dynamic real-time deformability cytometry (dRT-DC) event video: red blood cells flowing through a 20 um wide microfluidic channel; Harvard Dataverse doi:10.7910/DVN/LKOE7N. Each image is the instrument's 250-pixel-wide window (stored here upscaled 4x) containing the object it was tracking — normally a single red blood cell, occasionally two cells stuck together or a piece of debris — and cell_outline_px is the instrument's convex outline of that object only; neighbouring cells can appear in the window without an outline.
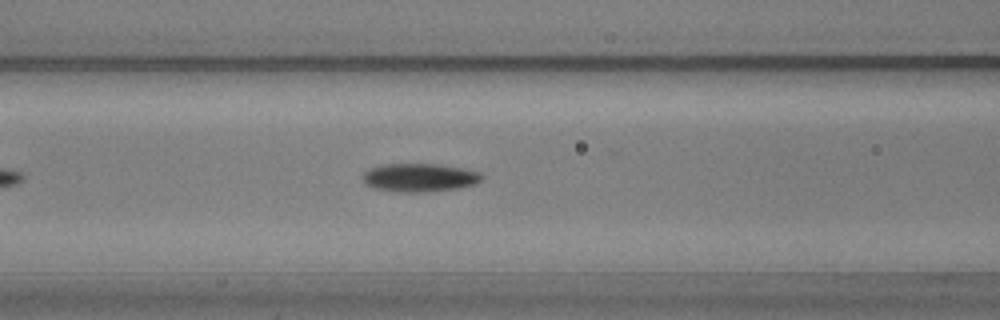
{"species": "common noctule bat (a hibernating species)", "species_latin": "Nyctalus noctula", "temperature_condition": "warm", "stored_images_in_passage": 42, "camera_frame_rate_fps": 3000, "um_per_image_px": 0.085, "animal": {"sex": "male", "body_mass_g": 20.5, "forearm_length_mm": 52.5}, "frame": {"image": 1, "passage_image": 12, "time_ms": 3.667, "image_size_px": [1000, 320], "cell_outline_px": [[484, 176], [480, 180], [472, 184], [460, 188], [424, 192], [400, 192], [372, 188], [364, 184], [364, 172], [368, 168], [380, 164], [436, 164], [460, 168], [480, 172]], "centroid_in_image_um": [35.61, 15.09], "position_along_channel_um": 131.0, "area_um2": 19.65}}
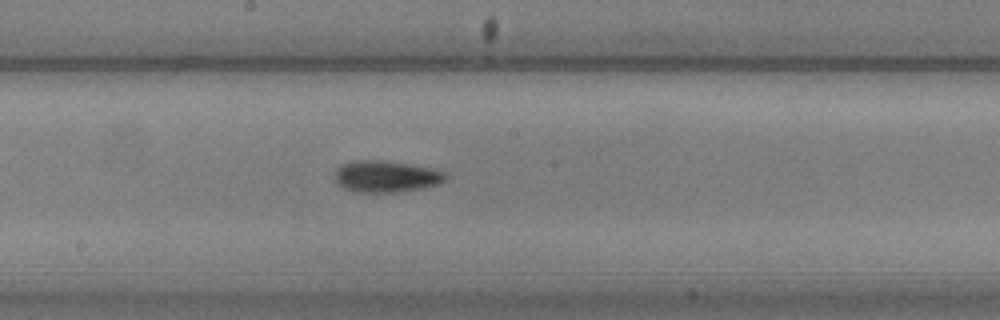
{"frame": {"image": 2, "passage_image": 19, "time_ms": 6.0, "image_size_px": [1000, 320], "cell_outline_px": [[448, 180], [440, 184], [420, 188], [396, 192], [356, 192], [344, 188], [336, 180], [336, 168], [344, 164], [356, 160], [384, 160], [432, 168], [444, 172], [448, 176]], "centroid_in_image_um": [32.86, 14.99], "position_along_channel_um": 215.3, "area_um2": 20.29}}
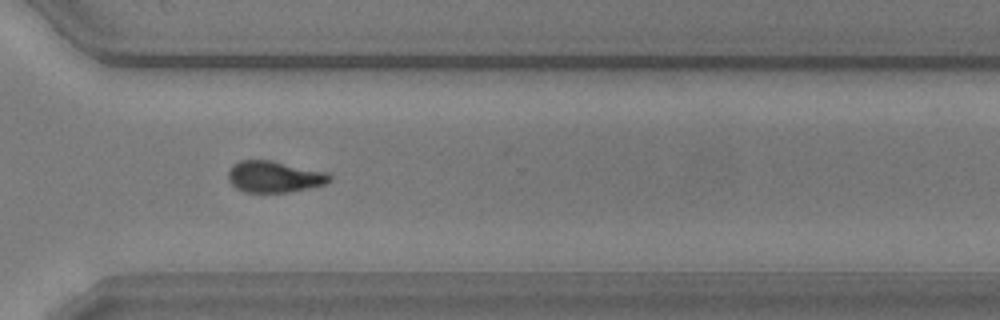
{"frame": {"image": 3, "passage_image": 30, "time_ms": 9.667, "image_size_px": [1000, 320], "cell_outline_px": [[332, 180], [324, 184], [308, 188], [288, 192], [244, 192], [236, 188], [228, 180], [228, 172], [232, 164], [240, 160], [272, 160], [328, 172], [332, 176]], "centroid_in_image_um": [23.31, 15.01], "position_along_channel_um": 347.3, "area_um2": 18.73}, "authors_computed_cell_mechanics": {"area_um2": 18.8717, "velocity_mm_per_s": 3.6101, "shape_relaxation_time_tau1_ms": 2.9598, "shape_relaxation_time_tau2_ms": 5.7281, "deformation_change_tau1": 0.1371, "deformation_change_tau2": 0.127}}